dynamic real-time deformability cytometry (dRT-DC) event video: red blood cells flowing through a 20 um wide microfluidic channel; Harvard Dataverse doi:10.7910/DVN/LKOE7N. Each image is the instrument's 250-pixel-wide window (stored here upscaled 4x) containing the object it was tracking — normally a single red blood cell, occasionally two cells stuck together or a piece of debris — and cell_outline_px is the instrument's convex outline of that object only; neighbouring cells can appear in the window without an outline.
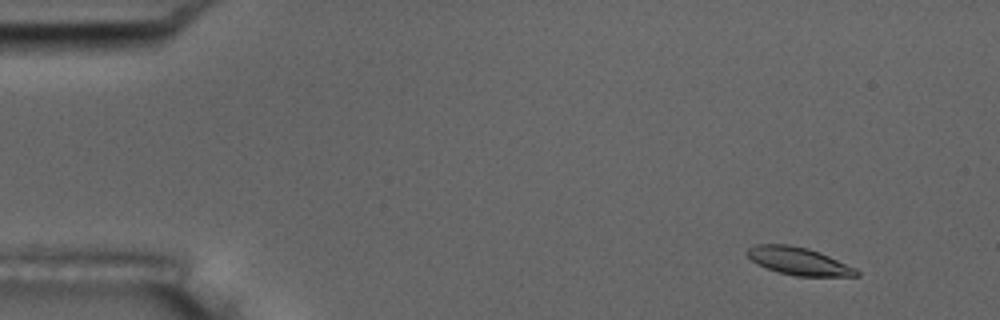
{"species": "common noctule bat (a hibernating species)", "species_latin": "Nyctalus noctula", "temperature_condition": "room temperature", "stored_images_in_passage": 5, "camera_frame_rate_fps": 3000, "um_per_image_px": 0.085, "animal": {"sex": "male", "body_mass_g": 17.5, "forearm_length_mm": 52.3}, "frame": {"image": 1, "passage_image": 2, "time_ms": 1.333, "image_size_px": [1000, 320], "cell_outline_px": [[860, 276], [796, 276], [780, 272], [768, 268], [752, 260], [744, 252], [748, 248], [756, 244], [788, 244], [808, 248], [820, 252], [856, 268], [860, 272]], "centroid_in_image_um": [67.91, 22.18], "position_along_channel_um": 17.1, "area_um2": 17.51}}
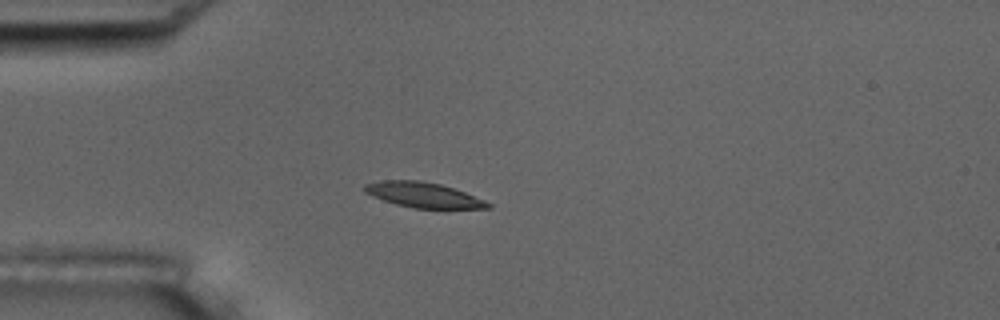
{"frame": {"image": 2, "passage_image": 5, "time_ms": 4.667, "image_size_px": [1000, 320], "cell_outline_px": [[492, 208], [416, 208], [396, 204], [372, 196], [364, 192], [364, 184], [380, 180], [420, 180], [440, 184], [464, 192], [484, 200], [492, 204]], "centroid_in_image_um": [35.96, 16.56], "position_along_channel_um": 49.0, "area_um2": 17.92}}